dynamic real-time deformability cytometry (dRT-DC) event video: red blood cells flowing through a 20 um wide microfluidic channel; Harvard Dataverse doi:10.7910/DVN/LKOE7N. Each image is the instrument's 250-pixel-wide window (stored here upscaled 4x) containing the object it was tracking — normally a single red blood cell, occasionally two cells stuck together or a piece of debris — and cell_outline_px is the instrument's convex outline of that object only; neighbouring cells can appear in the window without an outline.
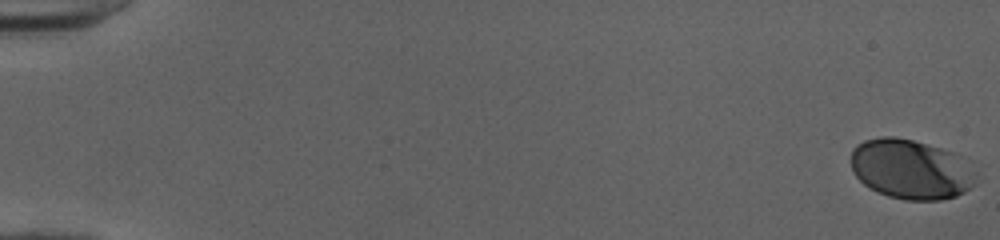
{"species": "human", "species_latin": "Homo sapiens", "temperature_condition": "cold", "stored_images_in_passage": 12, "camera_frame_rate_fps": 3000, "um_per_image_px": 0.085, "donor": {"sex": "female"}, "frame": {"image": 1, "passage_image": 1, "time_ms": 0.0, "image_size_px": [1000, 240], "cell_outline_px": [[976, 176], [972, 184], [964, 192], [956, 196], [940, 200], [904, 200], [888, 196], [868, 188], [852, 172], [852, 148], [856, 144], [864, 140], [880, 136], [896, 136], [912, 140], [940, 148], [952, 152], [976, 172]], "centroid_in_image_um": [77.36, 14.38], "position_along_channel_um": 7.6, "area_um2": 43.35}}